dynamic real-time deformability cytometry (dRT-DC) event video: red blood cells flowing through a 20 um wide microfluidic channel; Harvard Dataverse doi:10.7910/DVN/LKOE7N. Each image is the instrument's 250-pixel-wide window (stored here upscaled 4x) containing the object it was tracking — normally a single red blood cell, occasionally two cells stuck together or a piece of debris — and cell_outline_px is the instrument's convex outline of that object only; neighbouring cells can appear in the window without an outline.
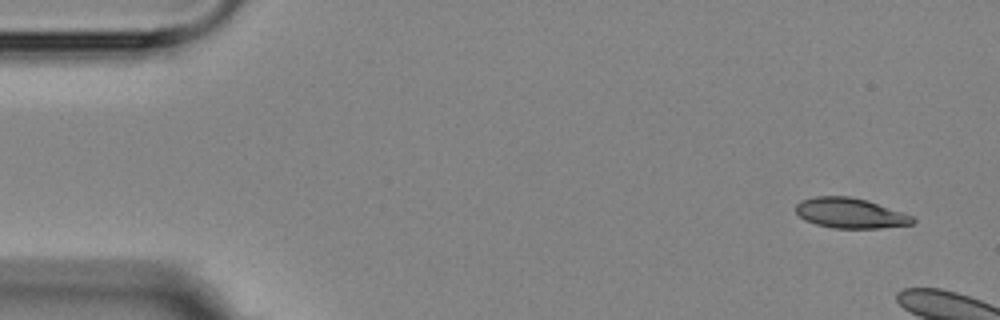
{"species": "Egyptian fruit bat (a non-hibernating species)", "species_latin": "Rousettus aegyptiacus", "temperature_condition": "room temperature", "stored_images_in_passage": 3, "camera_frame_rate_fps": 3000, "um_per_image_px": 0.085, "animal": {"sex": "female"}, "frame": {"image": 1, "passage_image": 1, "time_ms": 0.0, "image_size_px": [1000, 320], "cell_outline_px": [[916, 220], [912, 224], [880, 228], [832, 228], [816, 224], [804, 220], [796, 212], [796, 204], [800, 200], [816, 196], [848, 196], [868, 200], [912, 216]], "centroid_in_image_um": [72.24, 18.11], "position_along_channel_um": 12.8, "area_um2": 20.52}}